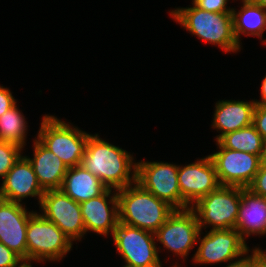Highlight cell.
I'll use <instances>...</instances> for the list:
<instances>
[{"label": "cell", "mask_w": 266, "mask_h": 267, "mask_svg": "<svg viewBox=\"0 0 266 267\" xmlns=\"http://www.w3.org/2000/svg\"><path fill=\"white\" fill-rule=\"evenodd\" d=\"M21 260L11 249L0 243V267H15Z\"/></svg>", "instance_id": "obj_29"}, {"label": "cell", "mask_w": 266, "mask_h": 267, "mask_svg": "<svg viewBox=\"0 0 266 267\" xmlns=\"http://www.w3.org/2000/svg\"><path fill=\"white\" fill-rule=\"evenodd\" d=\"M214 106L211 126L220 133L214 141H218L229 132L253 124V113L256 106L253 99L249 102L247 100H219Z\"/></svg>", "instance_id": "obj_17"}, {"label": "cell", "mask_w": 266, "mask_h": 267, "mask_svg": "<svg viewBox=\"0 0 266 267\" xmlns=\"http://www.w3.org/2000/svg\"><path fill=\"white\" fill-rule=\"evenodd\" d=\"M247 189L255 195L266 197V165L261 164L260 169Z\"/></svg>", "instance_id": "obj_26"}, {"label": "cell", "mask_w": 266, "mask_h": 267, "mask_svg": "<svg viewBox=\"0 0 266 267\" xmlns=\"http://www.w3.org/2000/svg\"><path fill=\"white\" fill-rule=\"evenodd\" d=\"M17 104L9 88L0 85V116Z\"/></svg>", "instance_id": "obj_30"}, {"label": "cell", "mask_w": 266, "mask_h": 267, "mask_svg": "<svg viewBox=\"0 0 266 267\" xmlns=\"http://www.w3.org/2000/svg\"><path fill=\"white\" fill-rule=\"evenodd\" d=\"M35 212L28 211L24 204L0 199V243L22 260H27V224Z\"/></svg>", "instance_id": "obj_14"}, {"label": "cell", "mask_w": 266, "mask_h": 267, "mask_svg": "<svg viewBox=\"0 0 266 267\" xmlns=\"http://www.w3.org/2000/svg\"><path fill=\"white\" fill-rule=\"evenodd\" d=\"M192 7H178L169 11L171 18L203 42L217 45L226 53H237L242 48L233 31L232 13H215Z\"/></svg>", "instance_id": "obj_2"}, {"label": "cell", "mask_w": 266, "mask_h": 267, "mask_svg": "<svg viewBox=\"0 0 266 267\" xmlns=\"http://www.w3.org/2000/svg\"><path fill=\"white\" fill-rule=\"evenodd\" d=\"M254 249L259 257L260 267H266V249L263 250L261 247L257 246H255Z\"/></svg>", "instance_id": "obj_32"}, {"label": "cell", "mask_w": 266, "mask_h": 267, "mask_svg": "<svg viewBox=\"0 0 266 267\" xmlns=\"http://www.w3.org/2000/svg\"><path fill=\"white\" fill-rule=\"evenodd\" d=\"M230 0H192V3L199 9L215 13H232V8L228 7Z\"/></svg>", "instance_id": "obj_25"}, {"label": "cell", "mask_w": 266, "mask_h": 267, "mask_svg": "<svg viewBox=\"0 0 266 267\" xmlns=\"http://www.w3.org/2000/svg\"><path fill=\"white\" fill-rule=\"evenodd\" d=\"M81 165L108 189L120 190L136 182L137 162L133 155L96 133L88 137Z\"/></svg>", "instance_id": "obj_1"}, {"label": "cell", "mask_w": 266, "mask_h": 267, "mask_svg": "<svg viewBox=\"0 0 266 267\" xmlns=\"http://www.w3.org/2000/svg\"><path fill=\"white\" fill-rule=\"evenodd\" d=\"M27 260L60 261L72 250L73 242L53 222L35 212L26 231Z\"/></svg>", "instance_id": "obj_5"}, {"label": "cell", "mask_w": 266, "mask_h": 267, "mask_svg": "<svg viewBox=\"0 0 266 267\" xmlns=\"http://www.w3.org/2000/svg\"><path fill=\"white\" fill-rule=\"evenodd\" d=\"M32 147L33 157H25L31 163L39 185L44 191L60 189L68 167L36 137Z\"/></svg>", "instance_id": "obj_19"}, {"label": "cell", "mask_w": 266, "mask_h": 267, "mask_svg": "<svg viewBox=\"0 0 266 267\" xmlns=\"http://www.w3.org/2000/svg\"><path fill=\"white\" fill-rule=\"evenodd\" d=\"M178 184L182 199L190 207L218 189L221 185L210 155L185 166L178 165Z\"/></svg>", "instance_id": "obj_13"}, {"label": "cell", "mask_w": 266, "mask_h": 267, "mask_svg": "<svg viewBox=\"0 0 266 267\" xmlns=\"http://www.w3.org/2000/svg\"><path fill=\"white\" fill-rule=\"evenodd\" d=\"M44 192L31 163L23 154L2 179L0 185V199L21 204H24L23 199L34 197L38 199L40 205Z\"/></svg>", "instance_id": "obj_16"}, {"label": "cell", "mask_w": 266, "mask_h": 267, "mask_svg": "<svg viewBox=\"0 0 266 267\" xmlns=\"http://www.w3.org/2000/svg\"><path fill=\"white\" fill-rule=\"evenodd\" d=\"M241 202V187L220 186L201 197L191 209L196 213L200 230L233 229L236 227Z\"/></svg>", "instance_id": "obj_6"}, {"label": "cell", "mask_w": 266, "mask_h": 267, "mask_svg": "<svg viewBox=\"0 0 266 267\" xmlns=\"http://www.w3.org/2000/svg\"><path fill=\"white\" fill-rule=\"evenodd\" d=\"M244 253L241 257L229 262L226 267H260L259 257L254 248ZM249 252H251L249 254ZM246 256V257H245Z\"/></svg>", "instance_id": "obj_27"}, {"label": "cell", "mask_w": 266, "mask_h": 267, "mask_svg": "<svg viewBox=\"0 0 266 267\" xmlns=\"http://www.w3.org/2000/svg\"><path fill=\"white\" fill-rule=\"evenodd\" d=\"M40 214L57 225L72 242L86 235L80 203L60 189L46 190L39 205Z\"/></svg>", "instance_id": "obj_11"}, {"label": "cell", "mask_w": 266, "mask_h": 267, "mask_svg": "<svg viewBox=\"0 0 266 267\" xmlns=\"http://www.w3.org/2000/svg\"><path fill=\"white\" fill-rule=\"evenodd\" d=\"M252 1L266 9V0H252Z\"/></svg>", "instance_id": "obj_35"}, {"label": "cell", "mask_w": 266, "mask_h": 267, "mask_svg": "<svg viewBox=\"0 0 266 267\" xmlns=\"http://www.w3.org/2000/svg\"><path fill=\"white\" fill-rule=\"evenodd\" d=\"M261 164L266 165V138L263 139L262 150L260 154Z\"/></svg>", "instance_id": "obj_33"}, {"label": "cell", "mask_w": 266, "mask_h": 267, "mask_svg": "<svg viewBox=\"0 0 266 267\" xmlns=\"http://www.w3.org/2000/svg\"><path fill=\"white\" fill-rule=\"evenodd\" d=\"M203 234L205 235L201 238ZM197 243L199 246L192 261L199 265L229 263L250 249L235 228L210 229L205 230V233L200 231Z\"/></svg>", "instance_id": "obj_10"}, {"label": "cell", "mask_w": 266, "mask_h": 267, "mask_svg": "<svg viewBox=\"0 0 266 267\" xmlns=\"http://www.w3.org/2000/svg\"><path fill=\"white\" fill-rule=\"evenodd\" d=\"M106 189L102 181L82 165L68 168L60 187L62 192L77 203L97 197Z\"/></svg>", "instance_id": "obj_20"}, {"label": "cell", "mask_w": 266, "mask_h": 267, "mask_svg": "<svg viewBox=\"0 0 266 267\" xmlns=\"http://www.w3.org/2000/svg\"><path fill=\"white\" fill-rule=\"evenodd\" d=\"M218 151L210 154L221 186L247 188L260 169V156L224 148L216 141Z\"/></svg>", "instance_id": "obj_12"}, {"label": "cell", "mask_w": 266, "mask_h": 267, "mask_svg": "<svg viewBox=\"0 0 266 267\" xmlns=\"http://www.w3.org/2000/svg\"><path fill=\"white\" fill-rule=\"evenodd\" d=\"M218 142L226 149L260 156L263 137L253 124L222 136Z\"/></svg>", "instance_id": "obj_22"}, {"label": "cell", "mask_w": 266, "mask_h": 267, "mask_svg": "<svg viewBox=\"0 0 266 267\" xmlns=\"http://www.w3.org/2000/svg\"><path fill=\"white\" fill-rule=\"evenodd\" d=\"M40 125L36 138L45 147L68 168L81 165L90 133L49 114L43 115Z\"/></svg>", "instance_id": "obj_4"}, {"label": "cell", "mask_w": 266, "mask_h": 267, "mask_svg": "<svg viewBox=\"0 0 266 267\" xmlns=\"http://www.w3.org/2000/svg\"><path fill=\"white\" fill-rule=\"evenodd\" d=\"M242 3L238 11L232 7L233 31L239 45H242L241 35L260 38L263 40V33L266 31V9L254 3L252 0H240Z\"/></svg>", "instance_id": "obj_21"}, {"label": "cell", "mask_w": 266, "mask_h": 267, "mask_svg": "<svg viewBox=\"0 0 266 267\" xmlns=\"http://www.w3.org/2000/svg\"><path fill=\"white\" fill-rule=\"evenodd\" d=\"M235 229L246 242L251 235L266 236V197L241 187V202Z\"/></svg>", "instance_id": "obj_18"}, {"label": "cell", "mask_w": 266, "mask_h": 267, "mask_svg": "<svg viewBox=\"0 0 266 267\" xmlns=\"http://www.w3.org/2000/svg\"><path fill=\"white\" fill-rule=\"evenodd\" d=\"M122 267H136V266H131V265L125 264V265L122 266Z\"/></svg>", "instance_id": "obj_36"}, {"label": "cell", "mask_w": 266, "mask_h": 267, "mask_svg": "<svg viewBox=\"0 0 266 267\" xmlns=\"http://www.w3.org/2000/svg\"><path fill=\"white\" fill-rule=\"evenodd\" d=\"M24 149L7 141H0V178L3 179L14 163L23 154Z\"/></svg>", "instance_id": "obj_24"}, {"label": "cell", "mask_w": 266, "mask_h": 267, "mask_svg": "<svg viewBox=\"0 0 266 267\" xmlns=\"http://www.w3.org/2000/svg\"><path fill=\"white\" fill-rule=\"evenodd\" d=\"M261 92H260V100H255V98L253 99V101L256 103V105L259 106H266V74L265 77H263L262 79V83H261Z\"/></svg>", "instance_id": "obj_31"}, {"label": "cell", "mask_w": 266, "mask_h": 267, "mask_svg": "<svg viewBox=\"0 0 266 267\" xmlns=\"http://www.w3.org/2000/svg\"><path fill=\"white\" fill-rule=\"evenodd\" d=\"M253 125L259 134L266 138V106L256 105L253 113Z\"/></svg>", "instance_id": "obj_28"}, {"label": "cell", "mask_w": 266, "mask_h": 267, "mask_svg": "<svg viewBox=\"0 0 266 267\" xmlns=\"http://www.w3.org/2000/svg\"><path fill=\"white\" fill-rule=\"evenodd\" d=\"M119 222L155 233L175 211L139 183L117 190Z\"/></svg>", "instance_id": "obj_3"}, {"label": "cell", "mask_w": 266, "mask_h": 267, "mask_svg": "<svg viewBox=\"0 0 266 267\" xmlns=\"http://www.w3.org/2000/svg\"><path fill=\"white\" fill-rule=\"evenodd\" d=\"M32 262L44 263L43 261L21 260L15 267H33Z\"/></svg>", "instance_id": "obj_34"}, {"label": "cell", "mask_w": 266, "mask_h": 267, "mask_svg": "<svg viewBox=\"0 0 266 267\" xmlns=\"http://www.w3.org/2000/svg\"><path fill=\"white\" fill-rule=\"evenodd\" d=\"M112 238L116 251L125 264L136 267H163L159 257L162 248H157L155 233L118 222ZM170 267L182 266L175 262Z\"/></svg>", "instance_id": "obj_7"}, {"label": "cell", "mask_w": 266, "mask_h": 267, "mask_svg": "<svg viewBox=\"0 0 266 267\" xmlns=\"http://www.w3.org/2000/svg\"><path fill=\"white\" fill-rule=\"evenodd\" d=\"M28 123L17 104L0 116V141L15 143L24 149Z\"/></svg>", "instance_id": "obj_23"}, {"label": "cell", "mask_w": 266, "mask_h": 267, "mask_svg": "<svg viewBox=\"0 0 266 267\" xmlns=\"http://www.w3.org/2000/svg\"><path fill=\"white\" fill-rule=\"evenodd\" d=\"M85 231L103 235L111 234L119 222L117 190L106 189L101 195L80 203Z\"/></svg>", "instance_id": "obj_15"}, {"label": "cell", "mask_w": 266, "mask_h": 267, "mask_svg": "<svg viewBox=\"0 0 266 267\" xmlns=\"http://www.w3.org/2000/svg\"><path fill=\"white\" fill-rule=\"evenodd\" d=\"M196 213L191 209L175 210L155 232L156 241L175 257L185 261L200 233Z\"/></svg>", "instance_id": "obj_9"}, {"label": "cell", "mask_w": 266, "mask_h": 267, "mask_svg": "<svg viewBox=\"0 0 266 267\" xmlns=\"http://www.w3.org/2000/svg\"><path fill=\"white\" fill-rule=\"evenodd\" d=\"M136 182L175 210L191 208L181 197L178 184V165L159 161L137 162Z\"/></svg>", "instance_id": "obj_8"}]
</instances>
